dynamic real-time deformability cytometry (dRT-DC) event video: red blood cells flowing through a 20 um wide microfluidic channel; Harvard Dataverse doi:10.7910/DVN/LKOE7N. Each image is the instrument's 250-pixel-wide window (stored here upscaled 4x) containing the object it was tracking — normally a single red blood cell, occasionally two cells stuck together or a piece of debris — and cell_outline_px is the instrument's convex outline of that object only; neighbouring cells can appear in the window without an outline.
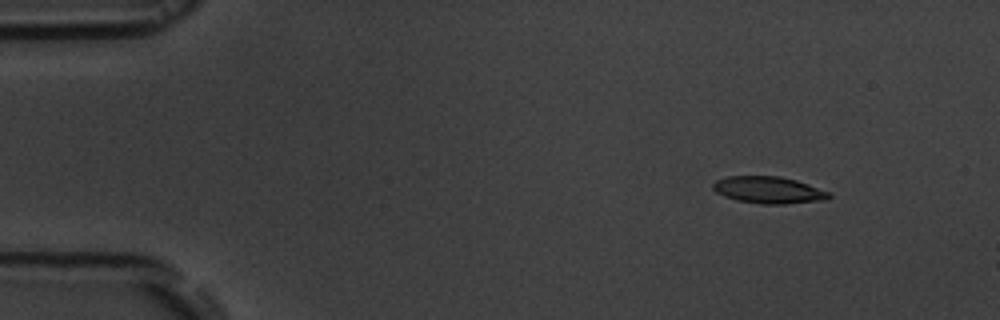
{"species": "common noctule bat (a hibernating species)", "species_latin": "Nyctalus noctula", "temperature_condition": "room temperature", "stored_images_in_passage": 4, "camera_frame_rate_fps": 3000, "um_per_image_px": 0.085, "animal": {"sex": "male", "body_mass_g": 19.5, "forearm_length_mm": 54.6}, "frame": {"image": 1, "passage_image": 1, "time_ms": 0.0, "image_size_px": [1000, 320], "cell_outline_px": [[832, 196], [828, 200], [784, 204], [760, 204], [736, 200], [724, 196], [716, 192], [712, 188], [712, 184], [716, 180], [728, 176], [780, 176], [796, 180], [832, 192]], "centroid_in_image_um": [65.37, 16.15], "position_along_channel_um": 19.6, "area_um2": 18.44}}